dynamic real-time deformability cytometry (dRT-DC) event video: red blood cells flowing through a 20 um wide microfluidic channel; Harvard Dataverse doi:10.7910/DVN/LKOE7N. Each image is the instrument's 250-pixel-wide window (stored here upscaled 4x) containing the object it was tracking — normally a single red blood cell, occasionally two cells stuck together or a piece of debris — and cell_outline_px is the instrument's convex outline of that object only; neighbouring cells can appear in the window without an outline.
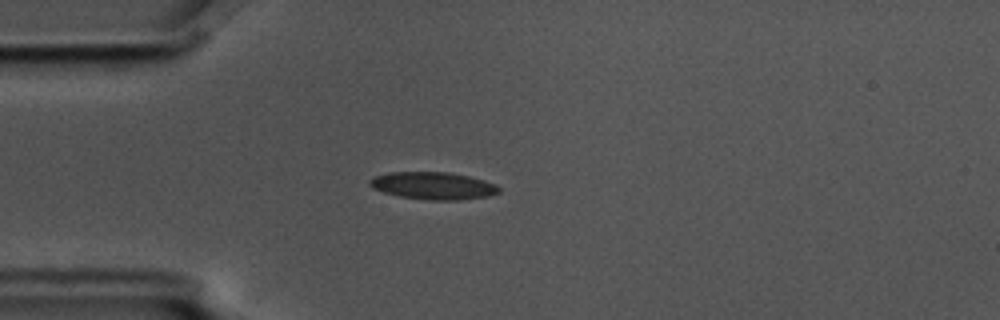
{"species": "common noctule bat (a hibernating species)", "species_latin": "Nyctalus noctula", "temperature_condition": "cold", "stored_images_in_passage": 42, "camera_frame_rate_fps": 3000, "um_per_image_px": 0.085, "animal": {"sex": "male", "body_mass_g": 17.5, "forearm_length_mm": 52.3}, "frame": {"image": 1, "passage_image": 1, "time_ms": 0.0, "image_size_px": [1000, 320], "cell_outline_px": [[500, 192], [488, 196], [460, 200], [432, 200], [400, 196], [384, 192], [372, 188], [368, 184], [368, 180], [372, 176], [392, 172], [448, 172], [468, 176], [484, 180], [496, 184], [500, 188]], "centroid_in_image_um": [36.81, 15.78], "position_along_channel_um": 48.2, "area_um2": 20.63}}
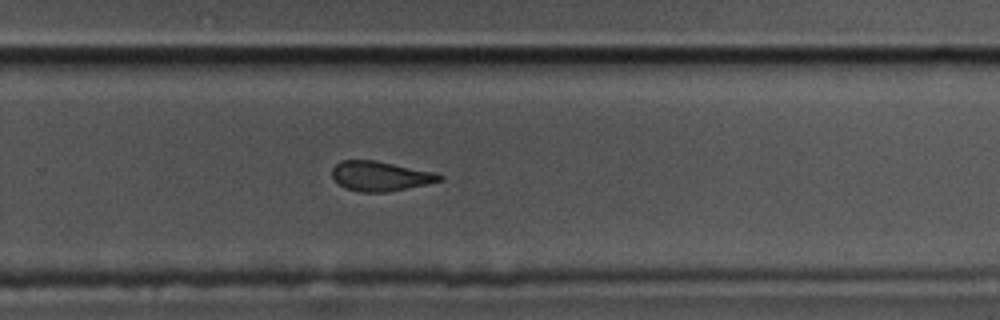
{"frame": {"image": 2, "passage_image": 23, "time_ms": 7.333, "image_size_px": [1000, 320], "cell_outline_px": [[444, 180], [428, 184], [388, 192], [360, 192], [344, 188], [332, 176], [332, 168], [340, 160], [376, 160], [436, 172], [444, 176]], "centroid_in_image_um": [32.37, 14.96], "position_along_channel_um": 297.4, "area_um2": 18.84}}
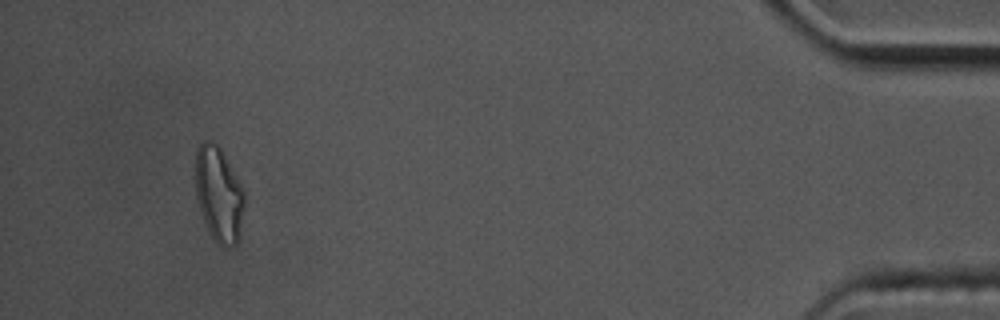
{"frame": {"image": 3, "passage_image": 39, "time_ms": 12.667, "image_size_px": [1000, 320], "cell_outline_px": [[244, 208], [240, 232], [236, 244], [216, 244], [204, 220], [196, 196], [196, 148], [204, 140], [208, 140], [216, 144], [220, 148], [244, 188]], "centroid_in_image_um": [18.61, 16.47], "position_along_channel_um": 416.6, "area_um2": 26.7}, "authors_computed_cell_mechanics": {"area_um2": 20.1144, "velocity_mm_per_s": 3.5648, "shape_relaxation_time_tau1_ms": 3.6137, "shape_relaxation_time_tau2_ms": 2.6688, "deformation_change_tau1": 0.1163, "deformation_change_tau2": 0.1114}}